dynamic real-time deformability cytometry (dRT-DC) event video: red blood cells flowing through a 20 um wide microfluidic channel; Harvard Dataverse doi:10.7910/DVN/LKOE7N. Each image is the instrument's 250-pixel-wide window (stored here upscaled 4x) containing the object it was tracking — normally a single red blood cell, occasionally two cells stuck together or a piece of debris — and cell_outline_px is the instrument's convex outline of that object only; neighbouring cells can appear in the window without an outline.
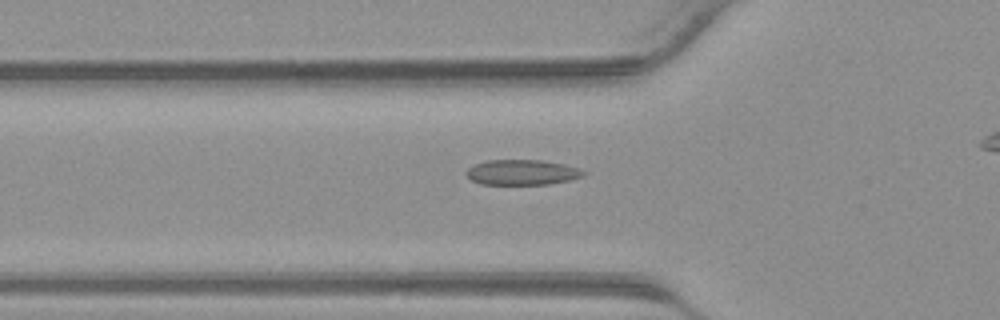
{"species": "common noctule bat (a hibernating species)", "species_latin": "Nyctalus noctula", "temperature_condition": "warm", "stored_images_in_passage": 34, "camera_frame_rate_fps": 3000, "um_per_image_px": 0.085, "animal": {"sex": "male", "body_mass_g": 23.1, "forearm_length_mm": 52.7}, "frame": {"image": 1, "passage_image": 14, "time_ms": 4.333, "image_size_px": [1000, 320], "cell_outline_px": [[588, 172], [584, 176], [568, 180], [548, 184], [480, 184], [472, 180], [464, 172], [472, 164], [488, 160], [540, 160], [564, 164], [580, 168]], "centroid_in_image_um": [44.38, 14.64], "position_along_channel_um": 81.4, "area_um2": 17.34}}
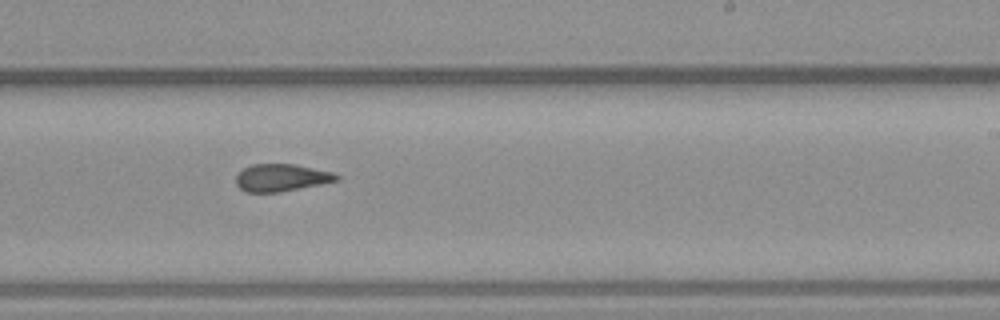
{"frame": {"image": 2, "passage_image": 25, "time_ms": 8.0, "image_size_px": [1000, 320], "cell_outline_px": [[340, 180], [280, 192], [244, 192], [236, 184], [236, 176], [244, 168], [252, 164], [296, 164], [332, 172], [340, 176]], "centroid_in_image_um": [23.92, 15.1], "position_along_channel_um": 265.1, "area_um2": 16.01}}
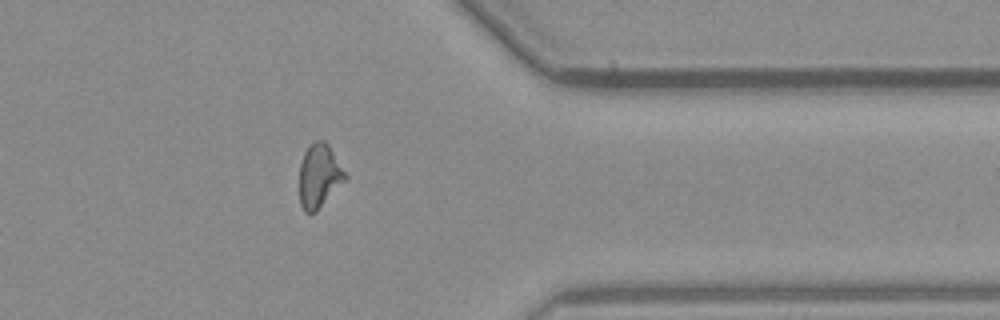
{"frame": {"image": 3, "passage_image": 33, "time_ms": 10.667, "image_size_px": [1000, 320], "cell_outline_px": [[348, 176], [316, 212], [304, 212], [300, 204], [300, 164], [304, 152], [312, 140], [324, 140], [328, 144]], "centroid_in_image_um": [27.12, 14.92], "position_along_channel_um": 384.3, "area_um2": 16.88}}